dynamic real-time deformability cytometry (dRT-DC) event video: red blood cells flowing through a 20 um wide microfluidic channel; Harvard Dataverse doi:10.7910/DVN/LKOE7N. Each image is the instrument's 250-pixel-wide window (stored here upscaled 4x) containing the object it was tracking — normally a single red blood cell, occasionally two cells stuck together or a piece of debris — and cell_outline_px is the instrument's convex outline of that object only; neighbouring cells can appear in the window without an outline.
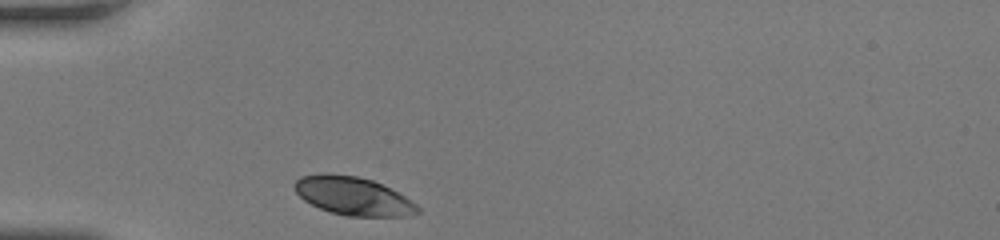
{"species": "human", "species_latin": "Homo sapiens", "temperature_condition": "room temperature", "stored_images_in_passage": 27, "camera_frame_rate_fps": 3000, "um_per_image_px": 0.085, "donor": {"sex": "female"}, "frame": {"image": 1, "passage_image": 1, "time_ms": 0.0, "image_size_px": [1000, 240], "cell_outline_px": [[420, 212], [404, 216], [348, 216], [332, 212], [320, 208], [304, 200], [292, 188], [292, 184], [300, 176], [324, 172], [328, 172], [356, 176], [372, 180], [404, 196], [416, 204], [420, 208]], "centroid_in_image_um": [29.96, 16.64], "position_along_channel_um": 55.0, "area_um2": 27.4}}
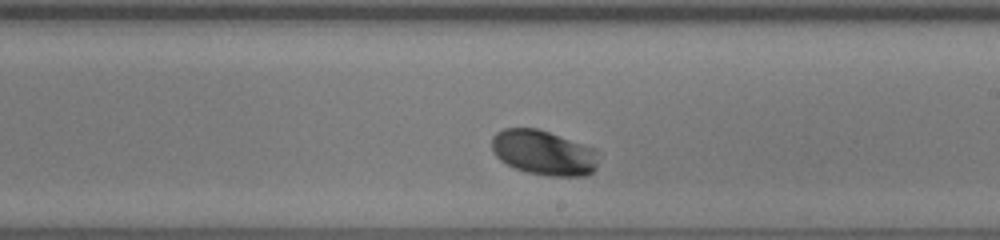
{"frame": {"image": 2, "passage_image": 16, "time_ms": 5.0, "image_size_px": [1000, 240], "cell_outline_px": [[596, 168], [588, 176], [548, 176], [528, 172], [516, 168], [500, 160], [496, 156], [492, 148], [492, 136], [496, 132], [504, 128], [536, 128], [596, 148]], "centroid_in_image_um": [46.2, 12.98], "position_along_channel_um": 242.8, "area_um2": 27.8}}
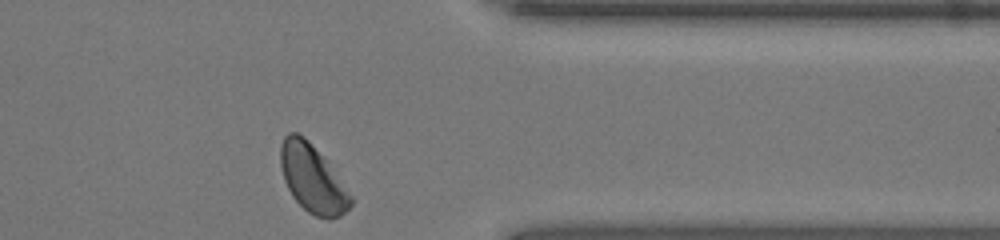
{"frame": {"image": 3, "passage_image": 27, "time_ms": 8.667, "image_size_px": [1000, 240], "cell_outline_px": [[352, 204], [340, 216], [328, 220], [316, 216], [308, 212], [292, 196], [284, 180], [280, 164], [280, 148], [284, 136], [288, 132], [296, 132], [304, 136], [308, 140], [324, 160], [352, 196]], "centroid_in_image_um": [26.52, 15.19], "position_along_channel_um": 384.9, "area_um2": 27.11}, "authors_computed_cell_mechanics": {"area_um2": 27.744, "velocity_mm_per_s": 4.0604, "shape_relaxation_time_tau1_ms": 1.6857, "shape_relaxation_time_tau2_ms": null, "deformation_change_tau1": 0.1318, "deformation_change_tau2": null}}